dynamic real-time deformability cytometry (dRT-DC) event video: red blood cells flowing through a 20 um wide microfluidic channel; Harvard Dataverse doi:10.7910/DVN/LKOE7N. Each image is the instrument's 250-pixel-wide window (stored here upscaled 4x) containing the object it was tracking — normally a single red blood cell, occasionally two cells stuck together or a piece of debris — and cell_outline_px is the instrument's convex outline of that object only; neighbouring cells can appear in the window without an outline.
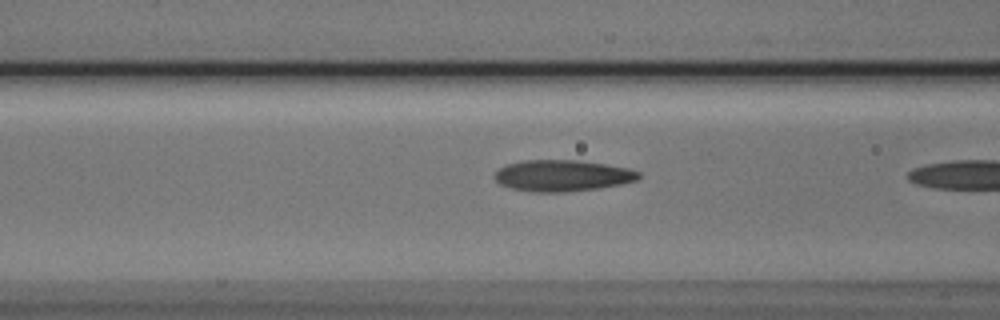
{"species": "Egyptian fruit bat (a non-hibernating species)", "species_latin": "Rousettus aegyptiacus", "temperature_condition": "cold", "stored_images_in_passage": 20, "camera_frame_rate_fps": 3000, "um_per_image_px": 0.085, "animal": {"sex": "male"}, "frame": {"image": 1, "passage_image": 19, "time_ms": 6.0, "image_size_px": [1000, 320], "cell_outline_px": [[640, 176], [636, 180], [620, 184], [600, 188], [564, 192], [532, 192], [512, 188], [500, 184], [492, 176], [500, 168], [508, 164], [524, 160], [576, 160], [604, 164], [628, 168], [640, 172]], "centroid_in_image_um": [47.79, 14.93], "position_along_channel_um": 118.8, "area_um2": 26.18}}